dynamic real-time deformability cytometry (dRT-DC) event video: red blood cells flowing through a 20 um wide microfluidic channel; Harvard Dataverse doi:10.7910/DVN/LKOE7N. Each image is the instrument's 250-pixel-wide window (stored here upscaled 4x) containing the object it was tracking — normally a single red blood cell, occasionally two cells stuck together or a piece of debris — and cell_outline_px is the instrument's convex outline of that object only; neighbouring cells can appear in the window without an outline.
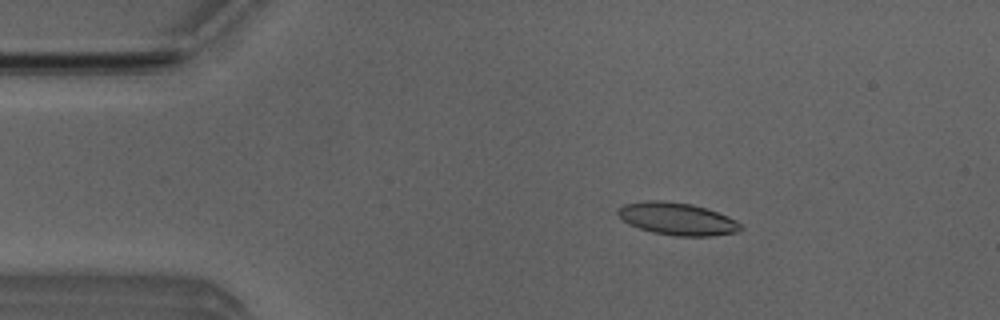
{"species": "Egyptian fruit bat (a non-hibernating species)", "species_latin": "Rousettus aegyptiacus", "temperature_condition": "room temperature", "stored_images_in_passage": 53, "segment_of_instrument_passage": [1, 2], "camera_frame_rate_fps": 3000, "um_per_image_px": 0.085, "animal": {"sex": "male"}, "frame": {"image": 1, "passage_image": 9, "time_ms": 2.667, "image_size_px": [1000, 320], "cell_outline_px": [[744, 228], [740, 232], [712, 236], [676, 236], [652, 232], [628, 224], [616, 212], [616, 208], [624, 204], [652, 200], [664, 200], [692, 204], [728, 216], [736, 220]], "centroid_in_image_um": [57.58, 18.61], "position_along_channel_um": 27.4, "area_um2": 23.24}}
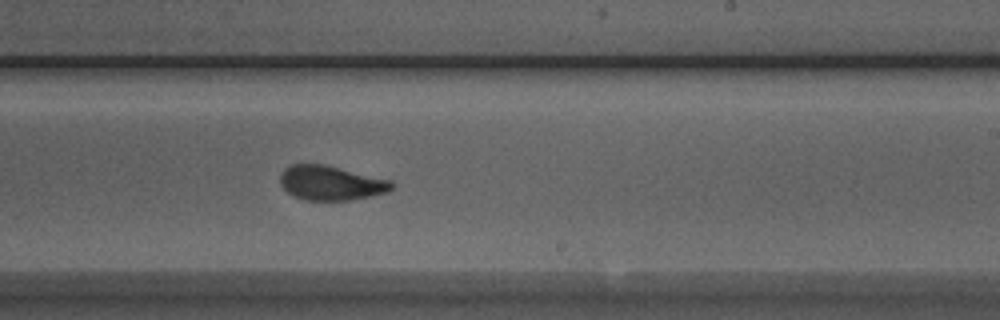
{"frame": {"image": 2, "passage_image": 31, "time_ms": 10.0, "image_size_px": [1000, 320], "cell_outline_px": [[396, 184], [388, 192], [352, 200], [304, 200], [292, 196], [280, 184], [280, 172], [284, 168], [292, 164], [324, 164], [392, 180]], "centroid_in_image_um": [28.13, 15.55], "position_along_channel_um": 260.9, "area_um2": 22.66}}
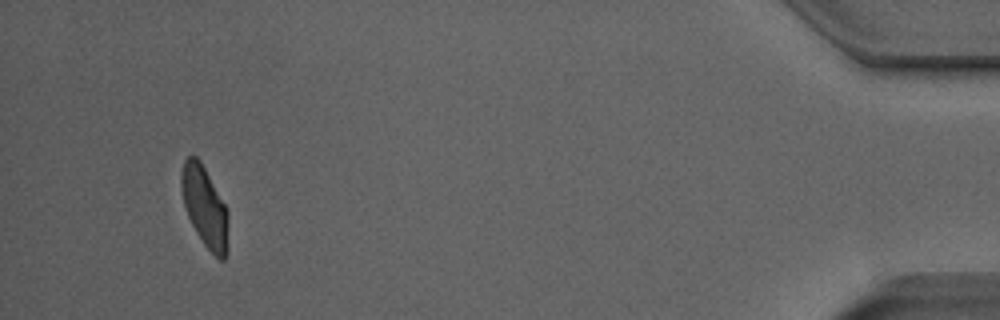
{"frame": {"image": 3, "passage_image": 49, "time_ms": 16.0, "image_size_px": [1000, 320], "cell_outline_px": [[228, 252], [224, 260], [220, 260], [204, 244], [196, 232], [188, 216], [184, 204], [180, 184], [180, 172], [184, 160], [188, 156], [196, 156], [200, 160], [224, 204], [228, 212]], "centroid_in_image_um": [17.4, 17.58], "position_along_channel_um": 417.8, "area_um2": 21.91}}